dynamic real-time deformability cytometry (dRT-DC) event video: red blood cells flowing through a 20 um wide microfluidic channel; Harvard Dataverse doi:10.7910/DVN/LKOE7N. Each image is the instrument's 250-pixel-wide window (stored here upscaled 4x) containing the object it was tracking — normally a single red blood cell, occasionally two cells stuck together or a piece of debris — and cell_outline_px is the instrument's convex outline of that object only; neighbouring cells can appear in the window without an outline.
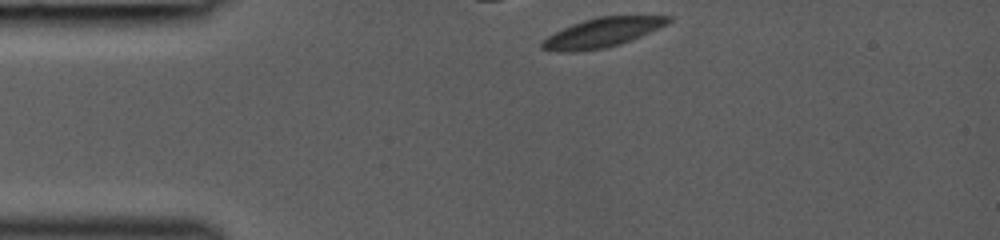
{"species": "common noctule bat (a hibernating species)", "species_latin": "Nyctalus noctula", "temperature_condition": "room temperature", "stored_images_in_passage": 11, "camera_frame_rate_fps": 3000, "um_per_image_px": 0.085, "animal": {"sex": "female", "body_mass_g": 19.0, "forearm_length_mm": 53.3}, "frame": {"image": 1, "passage_image": 1, "time_ms": 0.0, "image_size_px": [1000, 240], "cell_outline_px": [[672, 20], [668, 24], [640, 36], [620, 44], [604, 48], [576, 52], [556, 52], [540, 48], [540, 44], [548, 36], [572, 24], [596, 16], [672, 16]], "centroid_in_image_um": [51.18, 2.77], "position_along_channel_um": 33.8, "area_um2": 21.44}}